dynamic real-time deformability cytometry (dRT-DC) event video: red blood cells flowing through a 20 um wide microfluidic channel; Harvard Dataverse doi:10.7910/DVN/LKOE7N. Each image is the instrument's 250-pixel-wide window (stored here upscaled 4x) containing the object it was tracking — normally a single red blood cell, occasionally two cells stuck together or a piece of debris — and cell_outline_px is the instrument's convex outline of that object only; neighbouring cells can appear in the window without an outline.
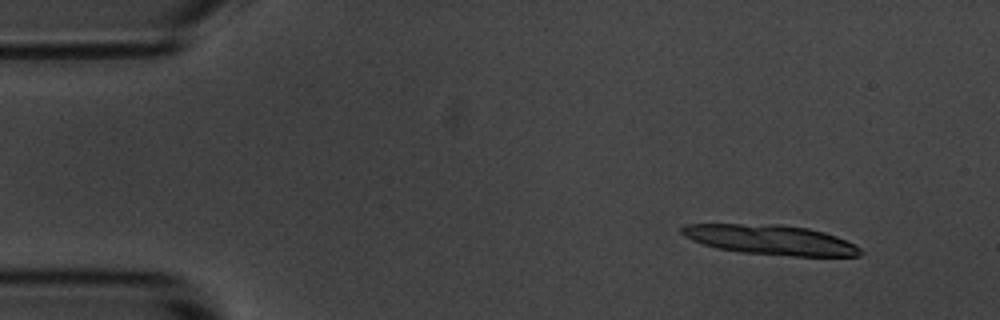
{"species": "common noctule bat (a hibernating species)", "species_latin": "Nyctalus noctula", "temperature_condition": "room temperature", "stored_images_in_passage": 3, "camera_frame_rate_fps": 3000, "um_per_image_px": 0.085, "animal": {"sex": "male", "body_mass_g": 20.1, "forearm_length_mm": 53.5}, "frame": {"image": 1, "passage_image": 1, "time_ms": 0.0, "image_size_px": [1000, 320], "cell_outline_px": [[864, 252], [860, 256], [792, 256], [740, 252], [716, 248], [692, 240], [684, 236], [680, 232], [680, 228], [684, 224], [780, 224], [808, 228], [824, 232], [836, 236], [860, 248]], "centroid_in_image_um": [65.47, 20.38], "position_along_channel_um": 19.5, "area_um2": 31.04}}